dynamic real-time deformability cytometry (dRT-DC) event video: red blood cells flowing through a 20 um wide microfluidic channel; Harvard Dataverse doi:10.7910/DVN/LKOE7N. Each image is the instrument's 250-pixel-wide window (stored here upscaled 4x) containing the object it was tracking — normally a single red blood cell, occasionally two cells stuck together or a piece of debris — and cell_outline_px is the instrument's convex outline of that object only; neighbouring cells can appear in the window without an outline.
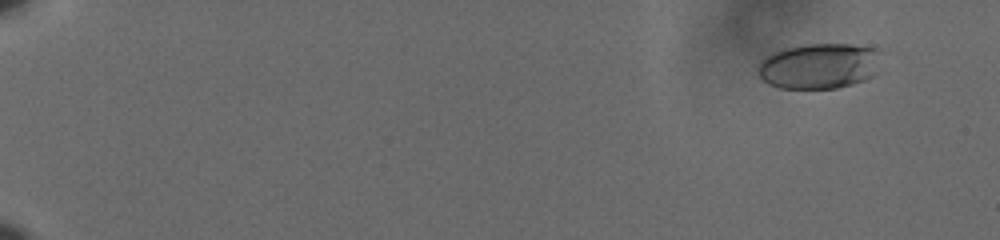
{"species": "human", "species_latin": "Homo sapiens", "temperature_condition": "cold", "stored_images_in_passage": 62, "camera_frame_rate_fps": 3000, "um_per_image_px": 0.085, "donor": {"sex": "male"}, "frame": {"image": 1, "passage_image": 6, "time_ms": 1.667, "image_size_px": [1000, 240], "cell_outline_px": [[876, 72], [872, 76], [864, 80], [852, 84], [836, 88], [780, 88], [768, 84], [760, 76], [760, 60], [772, 52], [784, 48], [804, 44], [852, 44], [876, 48]], "centroid_in_image_um": [69.58, 5.6], "position_along_channel_um": 15.4, "area_um2": 32.31}}
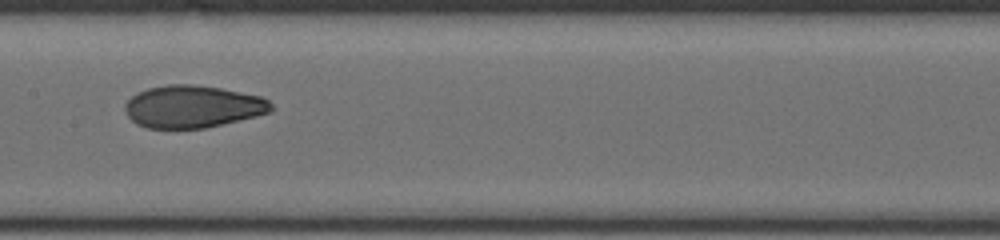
{"frame": {"image": 2, "passage_image": 36, "time_ms": 11.667, "image_size_px": [1000, 240], "cell_outline_px": [[272, 108], [268, 112], [256, 116], [204, 128], [148, 128], [136, 124], [128, 116], [124, 108], [124, 104], [132, 96], [148, 88], [168, 84], [196, 84], [220, 88], [260, 96], [268, 100], [272, 104]], "centroid_in_image_um": [16.35, 9.05], "position_along_channel_um": 191.0, "area_um2": 35.84}}
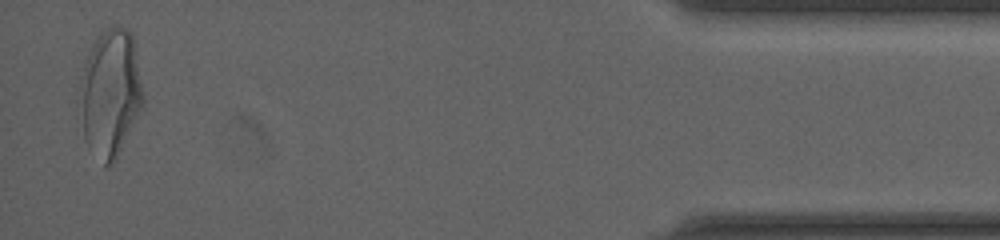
{"frame": {"image": 3, "passage_image": 61, "time_ms": 20.0, "image_size_px": [1000, 240], "cell_outline_px": [[144, 104], [116, 160], [112, 164], [104, 168], [88, 148], [84, 140], [80, 84], [84, 56], [96, 36], [108, 28], [116, 24], [128, 28], [132, 32], [144, 100]], "centroid_in_image_um": [9.37, 7.9], "position_along_channel_um": 425.8, "area_um2": 47.51}, "authors_computed_cell_mechanics": {"area_um2": 35.8938, "velocity_mm_per_s": 3.5989, "shape_relaxation_time_tau1_ms": 6.4082, "shape_relaxation_time_tau2_ms": 1.3015, "deformation_change_tau1": 0.1897, "deformation_change_tau2": 0.0658}}